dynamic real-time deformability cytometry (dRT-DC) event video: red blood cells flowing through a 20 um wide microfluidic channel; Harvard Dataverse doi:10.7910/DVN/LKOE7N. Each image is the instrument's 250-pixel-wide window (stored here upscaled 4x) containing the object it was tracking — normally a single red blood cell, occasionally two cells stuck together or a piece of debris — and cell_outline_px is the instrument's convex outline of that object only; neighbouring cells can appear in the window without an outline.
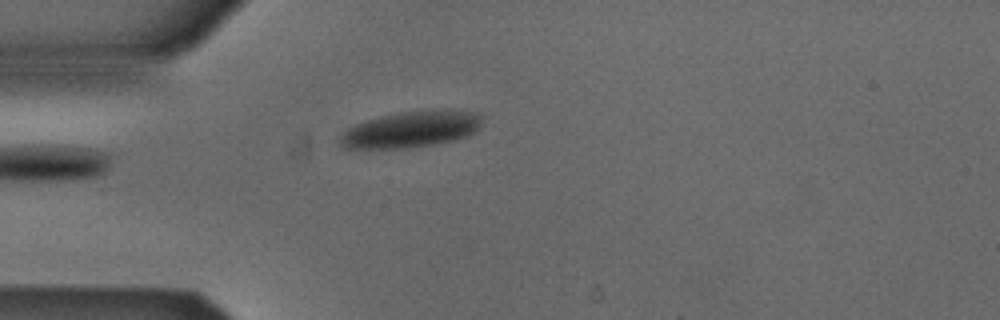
{"species": "Egyptian fruit bat (a non-hibernating species)", "species_latin": "Rousettus aegyptiacus", "temperature_condition": "cold", "stored_images_in_passage": 5, "camera_frame_rate_fps": 3000, "um_per_image_px": 0.085, "animal": {"sex": "male"}, "frame": {"image": 1, "passage_image": 5, "time_ms": 1.333, "image_size_px": [1000, 320], "cell_outline_px": [[484, 116], [480, 128], [476, 132], [468, 136], [452, 140], [432, 144], [408, 148], [344, 148], [336, 140], [352, 124], [380, 116], [400, 112], [436, 108], [460, 108], [480, 112]], "centroid_in_image_um": [35.03, 10.94], "position_along_channel_um": 50.0, "area_um2": 31.04}}